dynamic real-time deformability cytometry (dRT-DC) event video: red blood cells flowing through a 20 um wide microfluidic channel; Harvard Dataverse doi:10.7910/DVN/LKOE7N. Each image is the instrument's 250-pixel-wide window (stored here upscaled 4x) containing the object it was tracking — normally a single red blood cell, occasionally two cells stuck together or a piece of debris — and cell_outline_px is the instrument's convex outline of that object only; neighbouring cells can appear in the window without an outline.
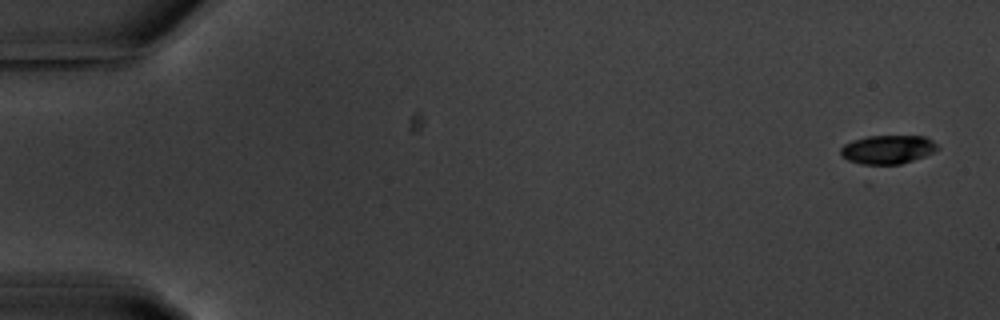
{"species": "common noctule bat (a hibernating species)", "species_latin": "Nyctalus noctula", "temperature_condition": "warm", "stored_images_in_passage": 9, "camera_frame_rate_fps": 3000, "um_per_image_px": 0.085, "animal": {"sex": "male", "body_mass_g": 20.1, "forearm_length_mm": 53.5}, "frame": {"image": 1, "passage_image": 1, "time_ms": 0.0, "image_size_px": [1000, 320], "cell_outline_px": [[940, 148], [924, 156], [900, 164], [860, 164], [848, 160], [840, 152], [840, 148], [844, 144], [852, 140], [868, 136], [924, 136], [932, 140]], "centroid_in_image_um": [75.44, 12.7], "position_along_channel_um": 9.6, "area_um2": 16.07}}
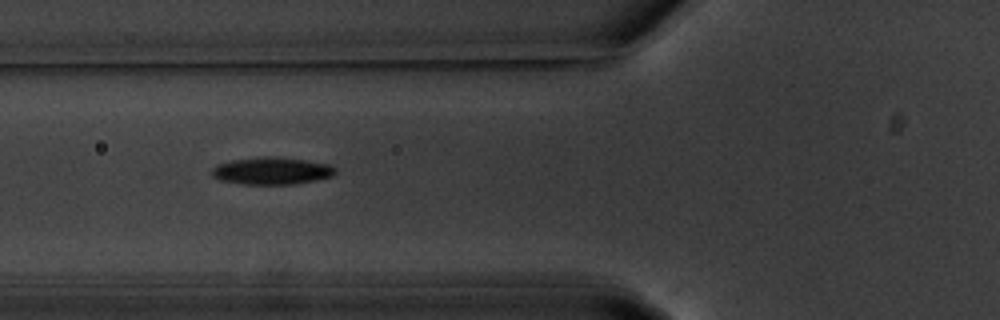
{"frame": {"image": 2, "passage_image": 6, "time_ms": 6.667, "image_size_px": [1000, 320], "cell_outline_px": [[336, 172], [332, 176], [316, 180], [292, 184], [240, 184], [220, 180], [212, 176], [212, 168], [216, 164], [232, 160], [260, 156], [268, 156], [304, 160], [328, 164], [336, 168]], "centroid_in_image_um": [23.06, 14.52], "position_along_channel_um": 102.7, "area_um2": 19.59}}